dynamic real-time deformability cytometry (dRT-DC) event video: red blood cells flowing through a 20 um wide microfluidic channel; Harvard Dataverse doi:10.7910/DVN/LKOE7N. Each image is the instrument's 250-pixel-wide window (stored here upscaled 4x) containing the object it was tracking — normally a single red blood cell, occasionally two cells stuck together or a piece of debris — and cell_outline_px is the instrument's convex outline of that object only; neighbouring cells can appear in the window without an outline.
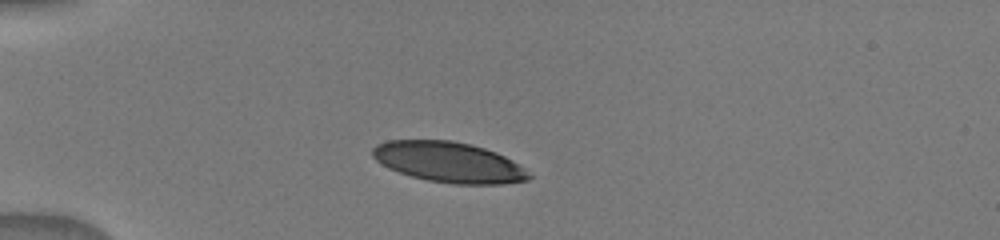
{"species": "human", "species_latin": "Homo sapiens", "temperature_condition": "warm", "stored_images_in_passage": 33, "camera_frame_rate_fps": 3000, "um_per_image_px": 0.085, "donor": {"sex": "male"}, "frame": {"image": 1, "passage_image": 3, "time_ms": 1.0, "image_size_px": [1000, 240], "cell_outline_px": [[532, 176], [528, 180], [504, 184], [452, 184], [428, 180], [412, 176], [388, 168], [376, 160], [372, 156], [372, 148], [376, 144], [388, 140], [452, 140], [472, 144], [496, 152], [512, 160], [524, 168]], "centroid_in_image_um": [38.15, 13.78], "position_along_channel_um": 46.9, "area_um2": 36.93}}
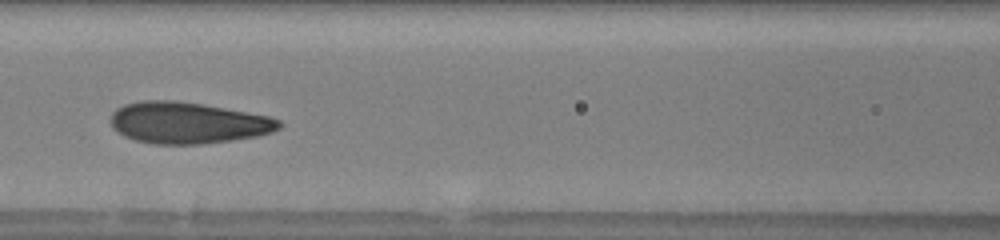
{"frame": {"image": 2, "passage_image": 12, "time_ms": 4.333, "image_size_px": [1000, 240], "cell_outline_px": [[284, 124], [280, 128], [272, 132], [256, 136], [232, 140], [200, 144], [156, 144], [136, 140], [124, 136], [112, 128], [112, 112], [116, 108], [124, 104], [140, 100], [176, 100], [204, 104], [268, 116], [280, 120]], "centroid_in_image_um": [15.96, 10.43], "position_along_channel_um": 150.6, "area_um2": 40.75}}
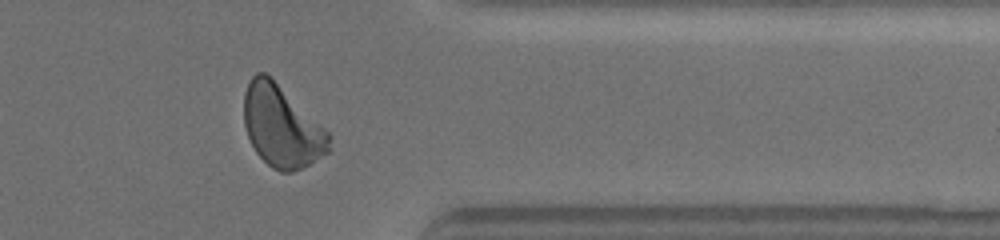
{"frame": {"image": 3, "passage_image": 27, "time_ms": 10.333, "image_size_px": [1000, 240], "cell_outline_px": [[328, 152], [312, 164], [292, 172], [280, 172], [272, 168], [256, 152], [248, 136], [244, 124], [244, 92], [252, 76], [256, 72], [264, 72], [272, 76], [328, 132]], "centroid_in_image_um": [23.92, 10.73], "position_along_channel_um": 387.5, "area_um2": 40.34}}